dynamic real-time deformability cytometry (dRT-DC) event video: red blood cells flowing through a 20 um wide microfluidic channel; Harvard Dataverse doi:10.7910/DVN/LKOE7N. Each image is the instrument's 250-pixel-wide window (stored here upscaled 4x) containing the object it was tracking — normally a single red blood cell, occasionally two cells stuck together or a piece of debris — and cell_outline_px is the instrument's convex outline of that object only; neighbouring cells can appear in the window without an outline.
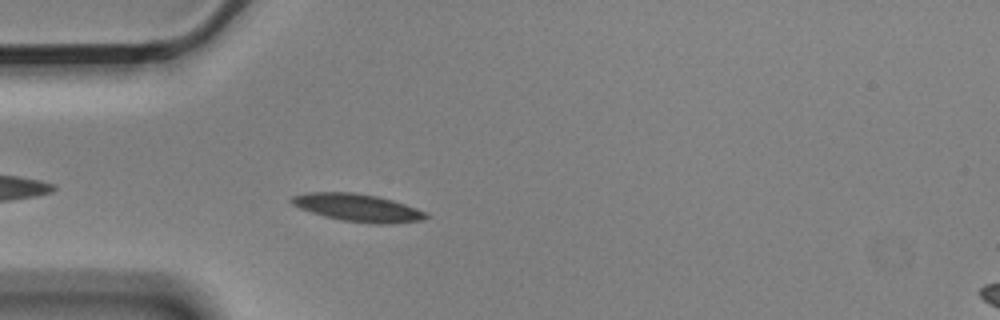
{"species": "Egyptian fruit bat (a non-hibernating species)", "species_latin": "Rousettus aegyptiacus", "temperature_condition": "cold", "stored_images_in_passage": 3, "camera_frame_rate_fps": 3000, "um_per_image_px": 0.085, "animal": {"sex": "male"}, "frame": {"image": 1, "passage_image": 3, "time_ms": 0.667, "image_size_px": [1000, 320], "cell_outline_px": [[432, 216], [424, 220], [392, 224], [376, 224], [344, 220], [324, 216], [300, 208], [292, 204], [288, 200], [292, 196], [304, 192], [356, 192], [376, 196], [392, 200], [428, 212]], "centroid_in_image_um": [30.44, 17.65], "position_along_channel_um": 54.6, "area_um2": 21.79}}